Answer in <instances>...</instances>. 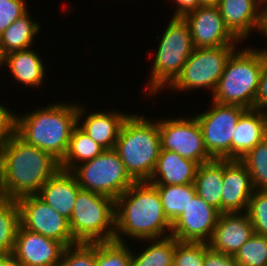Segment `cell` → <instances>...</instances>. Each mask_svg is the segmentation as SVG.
<instances>
[{"mask_svg": "<svg viewBox=\"0 0 267 266\" xmlns=\"http://www.w3.org/2000/svg\"><path fill=\"white\" fill-rule=\"evenodd\" d=\"M80 189L70 171L59 169L40 188L37 196L69 221Z\"/></svg>", "mask_w": 267, "mask_h": 266, "instance_id": "cell-20", "label": "cell"}, {"mask_svg": "<svg viewBox=\"0 0 267 266\" xmlns=\"http://www.w3.org/2000/svg\"><path fill=\"white\" fill-rule=\"evenodd\" d=\"M206 242L177 241L173 266H203Z\"/></svg>", "mask_w": 267, "mask_h": 266, "instance_id": "cell-33", "label": "cell"}, {"mask_svg": "<svg viewBox=\"0 0 267 266\" xmlns=\"http://www.w3.org/2000/svg\"><path fill=\"white\" fill-rule=\"evenodd\" d=\"M258 50H260L261 52H263V53L265 54V56H266V59H267V49L265 48V49H262V50H261V49L259 48Z\"/></svg>", "mask_w": 267, "mask_h": 266, "instance_id": "cell-45", "label": "cell"}, {"mask_svg": "<svg viewBox=\"0 0 267 266\" xmlns=\"http://www.w3.org/2000/svg\"><path fill=\"white\" fill-rule=\"evenodd\" d=\"M78 104L54 102L32 112L16 115V134L27 144L51 154L59 162L66 154Z\"/></svg>", "mask_w": 267, "mask_h": 266, "instance_id": "cell-3", "label": "cell"}, {"mask_svg": "<svg viewBox=\"0 0 267 266\" xmlns=\"http://www.w3.org/2000/svg\"><path fill=\"white\" fill-rule=\"evenodd\" d=\"M84 112H87L85 107L78 104V127L105 150L114 149L122 124L129 114L117 110L108 113L92 112L84 117L82 125L79 126Z\"/></svg>", "mask_w": 267, "mask_h": 266, "instance_id": "cell-18", "label": "cell"}, {"mask_svg": "<svg viewBox=\"0 0 267 266\" xmlns=\"http://www.w3.org/2000/svg\"><path fill=\"white\" fill-rule=\"evenodd\" d=\"M117 241L95 242L96 266H131V249Z\"/></svg>", "mask_w": 267, "mask_h": 266, "instance_id": "cell-31", "label": "cell"}, {"mask_svg": "<svg viewBox=\"0 0 267 266\" xmlns=\"http://www.w3.org/2000/svg\"><path fill=\"white\" fill-rule=\"evenodd\" d=\"M177 4L174 17H184L187 13L198 9L201 6L200 0H173Z\"/></svg>", "mask_w": 267, "mask_h": 266, "instance_id": "cell-40", "label": "cell"}, {"mask_svg": "<svg viewBox=\"0 0 267 266\" xmlns=\"http://www.w3.org/2000/svg\"><path fill=\"white\" fill-rule=\"evenodd\" d=\"M188 22L195 48L218 46H238L241 41L226 26L217 6H200L187 13Z\"/></svg>", "mask_w": 267, "mask_h": 266, "instance_id": "cell-13", "label": "cell"}, {"mask_svg": "<svg viewBox=\"0 0 267 266\" xmlns=\"http://www.w3.org/2000/svg\"><path fill=\"white\" fill-rule=\"evenodd\" d=\"M0 65H6L17 83L27 87L41 86L46 77L42 58L31 48L4 55Z\"/></svg>", "mask_w": 267, "mask_h": 266, "instance_id": "cell-23", "label": "cell"}, {"mask_svg": "<svg viewBox=\"0 0 267 266\" xmlns=\"http://www.w3.org/2000/svg\"><path fill=\"white\" fill-rule=\"evenodd\" d=\"M105 149L92 140L76 125L71 133L65 156L59 162L60 169L71 171L80 163L94 159Z\"/></svg>", "mask_w": 267, "mask_h": 266, "instance_id": "cell-26", "label": "cell"}, {"mask_svg": "<svg viewBox=\"0 0 267 266\" xmlns=\"http://www.w3.org/2000/svg\"><path fill=\"white\" fill-rule=\"evenodd\" d=\"M258 32L267 38V6L263 7Z\"/></svg>", "mask_w": 267, "mask_h": 266, "instance_id": "cell-42", "label": "cell"}, {"mask_svg": "<svg viewBox=\"0 0 267 266\" xmlns=\"http://www.w3.org/2000/svg\"><path fill=\"white\" fill-rule=\"evenodd\" d=\"M70 172L81 189L103 194L114 200L135 183L114 149L105 150L94 159L80 163Z\"/></svg>", "mask_w": 267, "mask_h": 266, "instance_id": "cell-8", "label": "cell"}, {"mask_svg": "<svg viewBox=\"0 0 267 266\" xmlns=\"http://www.w3.org/2000/svg\"><path fill=\"white\" fill-rule=\"evenodd\" d=\"M32 20L28 11L0 35L1 58L12 52L31 48L34 37L41 28L39 22Z\"/></svg>", "mask_w": 267, "mask_h": 266, "instance_id": "cell-25", "label": "cell"}, {"mask_svg": "<svg viewBox=\"0 0 267 266\" xmlns=\"http://www.w3.org/2000/svg\"><path fill=\"white\" fill-rule=\"evenodd\" d=\"M203 266H239L232 255L220 253L208 248L205 251Z\"/></svg>", "mask_w": 267, "mask_h": 266, "instance_id": "cell-38", "label": "cell"}, {"mask_svg": "<svg viewBox=\"0 0 267 266\" xmlns=\"http://www.w3.org/2000/svg\"><path fill=\"white\" fill-rule=\"evenodd\" d=\"M16 201L21 227L57 240L65 247L77 243L71 234L68 220L37 195L24 196Z\"/></svg>", "mask_w": 267, "mask_h": 266, "instance_id": "cell-12", "label": "cell"}, {"mask_svg": "<svg viewBox=\"0 0 267 266\" xmlns=\"http://www.w3.org/2000/svg\"><path fill=\"white\" fill-rule=\"evenodd\" d=\"M161 150H169L199 165L214 159L204 144L196 117L158 120Z\"/></svg>", "mask_w": 267, "mask_h": 266, "instance_id": "cell-11", "label": "cell"}, {"mask_svg": "<svg viewBox=\"0 0 267 266\" xmlns=\"http://www.w3.org/2000/svg\"><path fill=\"white\" fill-rule=\"evenodd\" d=\"M254 109L267 113V59L265 54Z\"/></svg>", "mask_w": 267, "mask_h": 266, "instance_id": "cell-39", "label": "cell"}, {"mask_svg": "<svg viewBox=\"0 0 267 266\" xmlns=\"http://www.w3.org/2000/svg\"><path fill=\"white\" fill-rule=\"evenodd\" d=\"M234 258L239 266H267V236H251Z\"/></svg>", "mask_w": 267, "mask_h": 266, "instance_id": "cell-32", "label": "cell"}, {"mask_svg": "<svg viewBox=\"0 0 267 266\" xmlns=\"http://www.w3.org/2000/svg\"><path fill=\"white\" fill-rule=\"evenodd\" d=\"M259 1L264 7L267 6V0H259Z\"/></svg>", "mask_w": 267, "mask_h": 266, "instance_id": "cell-44", "label": "cell"}, {"mask_svg": "<svg viewBox=\"0 0 267 266\" xmlns=\"http://www.w3.org/2000/svg\"><path fill=\"white\" fill-rule=\"evenodd\" d=\"M220 213L196 194L184 212L172 223L171 236L178 241L207 243Z\"/></svg>", "mask_w": 267, "mask_h": 266, "instance_id": "cell-14", "label": "cell"}, {"mask_svg": "<svg viewBox=\"0 0 267 266\" xmlns=\"http://www.w3.org/2000/svg\"><path fill=\"white\" fill-rule=\"evenodd\" d=\"M194 186L198 196L222 213L223 159H212L200 164Z\"/></svg>", "mask_w": 267, "mask_h": 266, "instance_id": "cell-24", "label": "cell"}, {"mask_svg": "<svg viewBox=\"0 0 267 266\" xmlns=\"http://www.w3.org/2000/svg\"><path fill=\"white\" fill-rule=\"evenodd\" d=\"M254 234L267 236V190H254L246 211Z\"/></svg>", "mask_w": 267, "mask_h": 266, "instance_id": "cell-34", "label": "cell"}, {"mask_svg": "<svg viewBox=\"0 0 267 266\" xmlns=\"http://www.w3.org/2000/svg\"><path fill=\"white\" fill-rule=\"evenodd\" d=\"M58 266H96L95 242H77L65 247Z\"/></svg>", "mask_w": 267, "mask_h": 266, "instance_id": "cell-35", "label": "cell"}, {"mask_svg": "<svg viewBox=\"0 0 267 266\" xmlns=\"http://www.w3.org/2000/svg\"><path fill=\"white\" fill-rule=\"evenodd\" d=\"M246 110L239 105L220 104L212 100L208 111L196 114L205 147L214 159H232V137L240 116Z\"/></svg>", "mask_w": 267, "mask_h": 266, "instance_id": "cell-10", "label": "cell"}, {"mask_svg": "<svg viewBox=\"0 0 267 266\" xmlns=\"http://www.w3.org/2000/svg\"><path fill=\"white\" fill-rule=\"evenodd\" d=\"M154 186L160 195L164 214L171 223L184 212L196 195L194 184Z\"/></svg>", "mask_w": 267, "mask_h": 266, "instance_id": "cell-28", "label": "cell"}, {"mask_svg": "<svg viewBox=\"0 0 267 266\" xmlns=\"http://www.w3.org/2000/svg\"><path fill=\"white\" fill-rule=\"evenodd\" d=\"M59 169V161L51 154L15 133L0 147V196L18 200L37 195Z\"/></svg>", "mask_w": 267, "mask_h": 266, "instance_id": "cell-1", "label": "cell"}, {"mask_svg": "<svg viewBox=\"0 0 267 266\" xmlns=\"http://www.w3.org/2000/svg\"><path fill=\"white\" fill-rule=\"evenodd\" d=\"M25 0H0V35L29 10Z\"/></svg>", "mask_w": 267, "mask_h": 266, "instance_id": "cell-36", "label": "cell"}, {"mask_svg": "<svg viewBox=\"0 0 267 266\" xmlns=\"http://www.w3.org/2000/svg\"><path fill=\"white\" fill-rule=\"evenodd\" d=\"M199 164L169 150H160L149 183L153 185L194 184Z\"/></svg>", "mask_w": 267, "mask_h": 266, "instance_id": "cell-21", "label": "cell"}, {"mask_svg": "<svg viewBox=\"0 0 267 266\" xmlns=\"http://www.w3.org/2000/svg\"><path fill=\"white\" fill-rule=\"evenodd\" d=\"M145 117L129 114L114 148L135 182L149 181L161 150L158 120Z\"/></svg>", "mask_w": 267, "mask_h": 266, "instance_id": "cell-4", "label": "cell"}, {"mask_svg": "<svg viewBox=\"0 0 267 266\" xmlns=\"http://www.w3.org/2000/svg\"><path fill=\"white\" fill-rule=\"evenodd\" d=\"M65 246L19 225L13 255L21 266H58Z\"/></svg>", "mask_w": 267, "mask_h": 266, "instance_id": "cell-15", "label": "cell"}, {"mask_svg": "<svg viewBox=\"0 0 267 266\" xmlns=\"http://www.w3.org/2000/svg\"><path fill=\"white\" fill-rule=\"evenodd\" d=\"M201 6H217L219 0H200Z\"/></svg>", "mask_w": 267, "mask_h": 266, "instance_id": "cell-43", "label": "cell"}, {"mask_svg": "<svg viewBox=\"0 0 267 266\" xmlns=\"http://www.w3.org/2000/svg\"><path fill=\"white\" fill-rule=\"evenodd\" d=\"M68 223L76 242L114 241L115 200L80 189Z\"/></svg>", "mask_w": 267, "mask_h": 266, "instance_id": "cell-7", "label": "cell"}, {"mask_svg": "<svg viewBox=\"0 0 267 266\" xmlns=\"http://www.w3.org/2000/svg\"><path fill=\"white\" fill-rule=\"evenodd\" d=\"M0 266H21L13 254L0 255Z\"/></svg>", "mask_w": 267, "mask_h": 266, "instance_id": "cell-41", "label": "cell"}, {"mask_svg": "<svg viewBox=\"0 0 267 266\" xmlns=\"http://www.w3.org/2000/svg\"><path fill=\"white\" fill-rule=\"evenodd\" d=\"M171 228L157 188L148 181L135 182L115 200L114 241L160 239L171 236Z\"/></svg>", "mask_w": 267, "mask_h": 266, "instance_id": "cell-2", "label": "cell"}, {"mask_svg": "<svg viewBox=\"0 0 267 266\" xmlns=\"http://www.w3.org/2000/svg\"><path fill=\"white\" fill-rule=\"evenodd\" d=\"M159 40L151 76L147 85L149 95L169 86L180 74L186 60L195 49L188 22L184 17H172ZM163 87V88H162Z\"/></svg>", "mask_w": 267, "mask_h": 266, "instance_id": "cell-6", "label": "cell"}, {"mask_svg": "<svg viewBox=\"0 0 267 266\" xmlns=\"http://www.w3.org/2000/svg\"><path fill=\"white\" fill-rule=\"evenodd\" d=\"M217 7L226 26L241 42L252 30L258 32L264 7L259 0H219Z\"/></svg>", "mask_w": 267, "mask_h": 266, "instance_id": "cell-19", "label": "cell"}, {"mask_svg": "<svg viewBox=\"0 0 267 266\" xmlns=\"http://www.w3.org/2000/svg\"><path fill=\"white\" fill-rule=\"evenodd\" d=\"M149 246L137 255L131 251V266H173L177 239L168 236L160 239H145Z\"/></svg>", "mask_w": 267, "mask_h": 266, "instance_id": "cell-27", "label": "cell"}, {"mask_svg": "<svg viewBox=\"0 0 267 266\" xmlns=\"http://www.w3.org/2000/svg\"><path fill=\"white\" fill-rule=\"evenodd\" d=\"M19 225L17 201L2 198L0 200V255L13 253Z\"/></svg>", "mask_w": 267, "mask_h": 266, "instance_id": "cell-29", "label": "cell"}, {"mask_svg": "<svg viewBox=\"0 0 267 266\" xmlns=\"http://www.w3.org/2000/svg\"><path fill=\"white\" fill-rule=\"evenodd\" d=\"M254 235L246 212L220 213L210 240V249L234 256L240 247Z\"/></svg>", "mask_w": 267, "mask_h": 266, "instance_id": "cell-17", "label": "cell"}, {"mask_svg": "<svg viewBox=\"0 0 267 266\" xmlns=\"http://www.w3.org/2000/svg\"><path fill=\"white\" fill-rule=\"evenodd\" d=\"M242 49H236L227 60L217 88L211 96L213 101L220 104L254 109L264 53L257 48Z\"/></svg>", "mask_w": 267, "mask_h": 266, "instance_id": "cell-5", "label": "cell"}, {"mask_svg": "<svg viewBox=\"0 0 267 266\" xmlns=\"http://www.w3.org/2000/svg\"><path fill=\"white\" fill-rule=\"evenodd\" d=\"M253 191L246 166L237 159H223L222 213L246 212Z\"/></svg>", "mask_w": 267, "mask_h": 266, "instance_id": "cell-16", "label": "cell"}, {"mask_svg": "<svg viewBox=\"0 0 267 266\" xmlns=\"http://www.w3.org/2000/svg\"><path fill=\"white\" fill-rule=\"evenodd\" d=\"M16 133V114L0 104V145Z\"/></svg>", "mask_w": 267, "mask_h": 266, "instance_id": "cell-37", "label": "cell"}, {"mask_svg": "<svg viewBox=\"0 0 267 266\" xmlns=\"http://www.w3.org/2000/svg\"><path fill=\"white\" fill-rule=\"evenodd\" d=\"M267 136V113L247 109L239 118L232 137V159L240 160Z\"/></svg>", "mask_w": 267, "mask_h": 266, "instance_id": "cell-22", "label": "cell"}, {"mask_svg": "<svg viewBox=\"0 0 267 266\" xmlns=\"http://www.w3.org/2000/svg\"><path fill=\"white\" fill-rule=\"evenodd\" d=\"M240 161L250 173L254 190H267V136Z\"/></svg>", "mask_w": 267, "mask_h": 266, "instance_id": "cell-30", "label": "cell"}, {"mask_svg": "<svg viewBox=\"0 0 267 266\" xmlns=\"http://www.w3.org/2000/svg\"><path fill=\"white\" fill-rule=\"evenodd\" d=\"M236 49L237 46L195 48L180 74L167 89L183 92L189 89L208 88L213 94L227 60Z\"/></svg>", "mask_w": 267, "mask_h": 266, "instance_id": "cell-9", "label": "cell"}]
</instances>
